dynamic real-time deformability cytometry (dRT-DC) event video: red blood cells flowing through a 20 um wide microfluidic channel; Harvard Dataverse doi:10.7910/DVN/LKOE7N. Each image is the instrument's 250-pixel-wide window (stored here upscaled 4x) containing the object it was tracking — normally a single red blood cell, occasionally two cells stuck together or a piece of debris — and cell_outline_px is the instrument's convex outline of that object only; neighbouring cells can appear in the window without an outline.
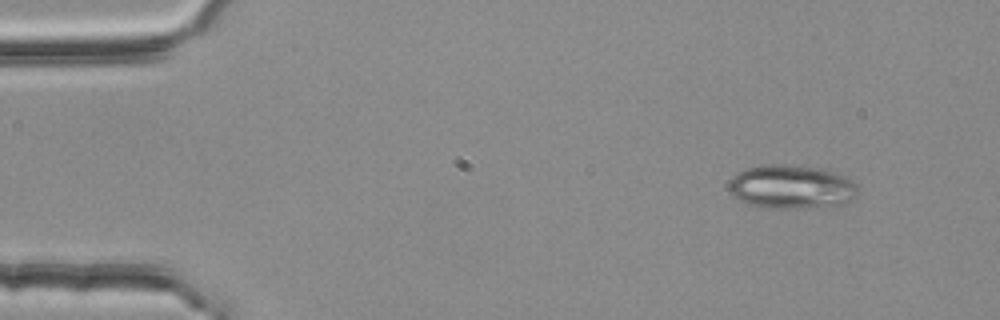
{"species": "common noctule bat (a hibernating species)", "species_latin": "Nyctalus noctula", "temperature_condition": "room temperature", "stored_images_in_passage": 4, "camera_frame_rate_fps": 3000, "um_per_image_px": 0.085, "animal": {"sex": "female", "body_mass_g": 25.1}, "frame": {"image": 1, "passage_image": 1, "time_ms": 0.0, "image_size_px": [1000, 320], "cell_outline_px": [[856, 196], [844, 204], [796, 208], [764, 208], [748, 204], [732, 196], [728, 188], [728, 184], [732, 176], [748, 168], [772, 164], [784, 164], [824, 168], [844, 176], [856, 184]], "centroid_in_image_um": [67.24, 15.88], "position_along_channel_um": 17.8, "area_um2": 32.83}}